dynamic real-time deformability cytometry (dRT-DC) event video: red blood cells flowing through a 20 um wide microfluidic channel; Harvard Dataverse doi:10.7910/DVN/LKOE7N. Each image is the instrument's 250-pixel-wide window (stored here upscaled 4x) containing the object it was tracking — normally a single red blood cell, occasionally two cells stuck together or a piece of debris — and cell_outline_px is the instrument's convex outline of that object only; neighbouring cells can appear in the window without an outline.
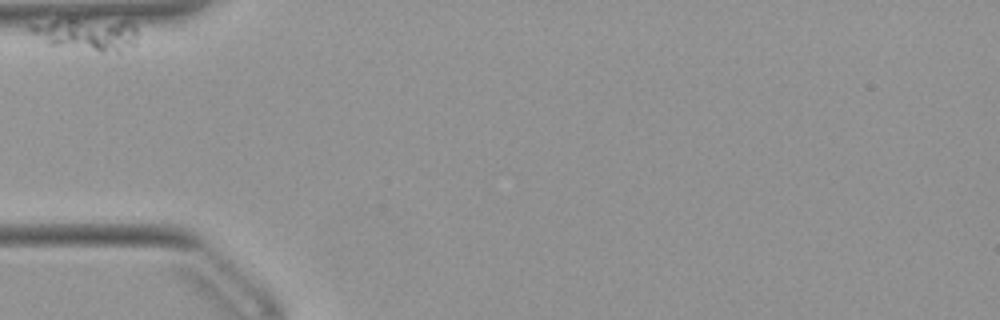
{"species": "Egyptian fruit bat (a non-hibernating species)", "species_latin": "Rousettus aegyptiacus", "temperature_condition": "warm", "stored_images_in_passage": 13, "camera_frame_rate_fps": 3000, "um_per_image_px": 0.085, "animal": {"sex": "female"}, "frame": {"image": 1, "passage_image": 1, "time_ms": 0.0, "image_size_px": [1000, 320], "cell_outline_px": [[136, 44], [120, 56], [48, 44], [32, 32], [28, 28], [28, 24], [52, 20], [128, 20], [136, 24]], "centroid_in_image_um": [7.52, 2.96], "position_along_channel_um": 77.5, "area_um2": 20.98}}
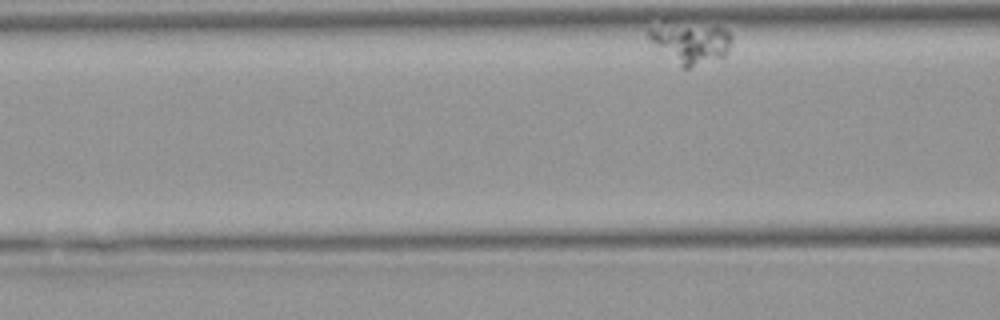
{"frame": {"image": 2, "passage_image": 6, "time_ms": 1.667, "image_size_px": [1000, 320], "cell_outline_px": [[732, 40], [728, 52], [724, 56], [688, 68], [684, 68], [656, 44], [648, 36], [648, 28], [724, 28], [732, 36]], "centroid_in_image_um": [58.84, 3.74], "position_along_channel_um": 107.8, "area_um2": 17.4}}
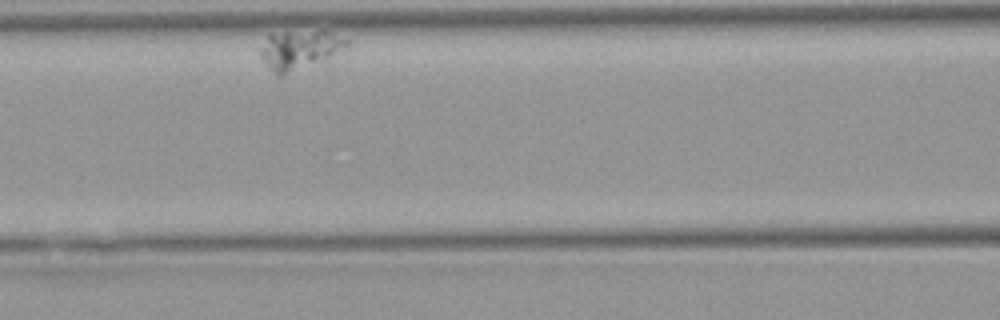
{"frame": {"image": 3, "passage_image": 11, "time_ms": 3.333, "image_size_px": [1000, 320], "cell_outline_px": [[352, 40], [348, 44], [324, 56], [280, 76], [276, 76], [260, 56], [260, 48], [268, 32], [324, 28]], "centroid_in_image_um": [25.37, 4.09], "position_along_channel_um": 141.2, "area_um2": 19.36}}